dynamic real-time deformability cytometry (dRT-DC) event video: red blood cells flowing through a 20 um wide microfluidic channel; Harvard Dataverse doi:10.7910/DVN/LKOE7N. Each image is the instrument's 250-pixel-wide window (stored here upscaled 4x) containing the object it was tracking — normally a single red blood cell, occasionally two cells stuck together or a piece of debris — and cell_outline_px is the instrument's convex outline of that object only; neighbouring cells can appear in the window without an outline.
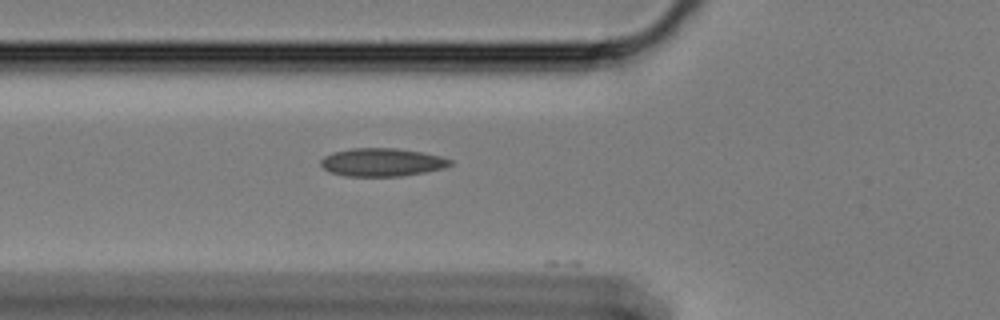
{"species": "Egyptian fruit bat (a non-hibernating species)", "species_latin": "Rousettus aegyptiacus", "temperature_condition": "cold", "stored_images_in_passage": 44, "camera_frame_rate_fps": 3000, "um_per_image_px": 0.085, "animal": {"sex": "female"}, "frame": {"image": 1, "passage_image": 8, "time_ms": 2.333, "image_size_px": [1000, 320], "cell_outline_px": [[452, 164], [444, 168], [424, 172], [400, 176], [344, 176], [328, 172], [320, 164], [320, 160], [324, 156], [332, 152], [352, 148], [396, 148], [420, 152], [440, 156], [452, 160]], "centroid_in_image_um": [32.43, 13.79], "position_along_channel_um": 93.4, "area_um2": 21.21}}
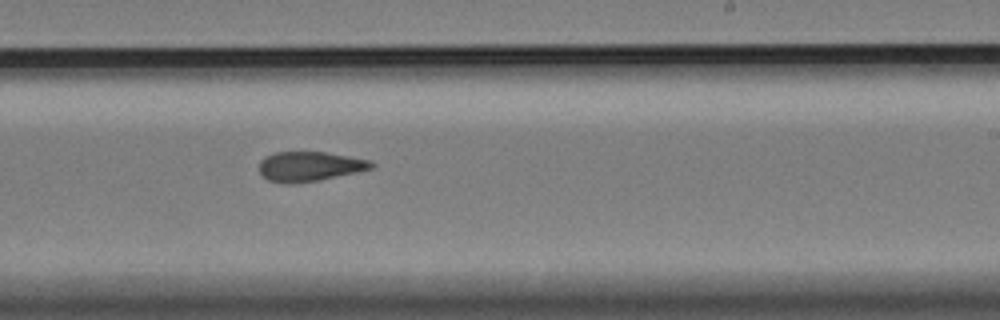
{"frame": {"image": 2, "passage_image": 23, "time_ms": 7.333, "image_size_px": [1000, 320], "cell_outline_px": [[376, 164], [372, 168], [356, 172], [320, 180], [292, 184], [288, 184], [268, 180], [260, 172], [260, 160], [264, 156], [276, 152], [324, 152], [372, 160]], "centroid_in_image_um": [26.32, 14.14], "position_along_channel_um": 262.7, "area_um2": 19.42}}
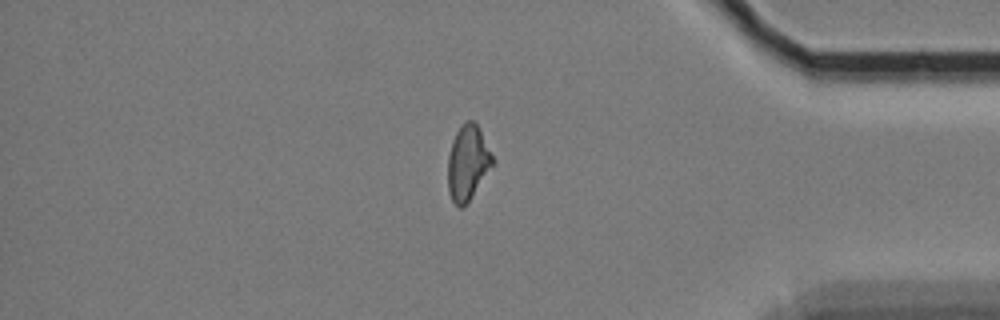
{"frame": {"image": 3, "passage_image": 37, "time_ms": 12.0, "image_size_px": [1000, 320], "cell_outline_px": [[496, 164], [468, 200], [460, 208], [452, 200], [448, 192], [448, 156], [452, 140], [460, 124], [468, 120], [472, 120], [480, 128], [496, 160]], "centroid_in_image_um": [39.79, 13.78], "position_along_channel_um": 395.4, "area_um2": 19.83}}